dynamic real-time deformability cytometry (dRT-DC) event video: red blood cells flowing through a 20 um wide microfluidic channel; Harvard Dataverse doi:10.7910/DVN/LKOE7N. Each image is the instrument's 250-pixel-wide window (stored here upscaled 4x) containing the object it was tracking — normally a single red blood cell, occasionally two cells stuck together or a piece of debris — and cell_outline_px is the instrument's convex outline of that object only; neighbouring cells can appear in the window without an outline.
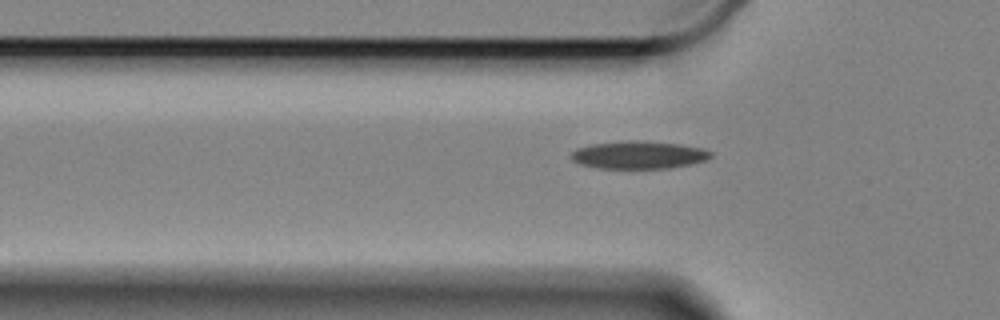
{"species": "Egyptian fruit bat (a non-hibernating species)", "species_latin": "Rousettus aegyptiacus", "temperature_condition": "cold", "stored_images_in_passage": 37, "camera_frame_rate_fps": 3000, "um_per_image_px": 0.085, "animal": {"sex": "female"}, "frame": {"image": 1, "passage_image": 3, "time_ms": 0.667, "image_size_px": [1000, 320], "cell_outline_px": [[712, 156], [708, 160], [668, 168], [596, 168], [580, 164], [572, 160], [572, 152], [576, 148], [592, 144], [628, 140], [636, 140], [680, 144], [704, 148], [712, 152]], "centroid_in_image_um": [54.3, 13.16], "position_along_channel_um": 71.5, "area_um2": 22.54}}
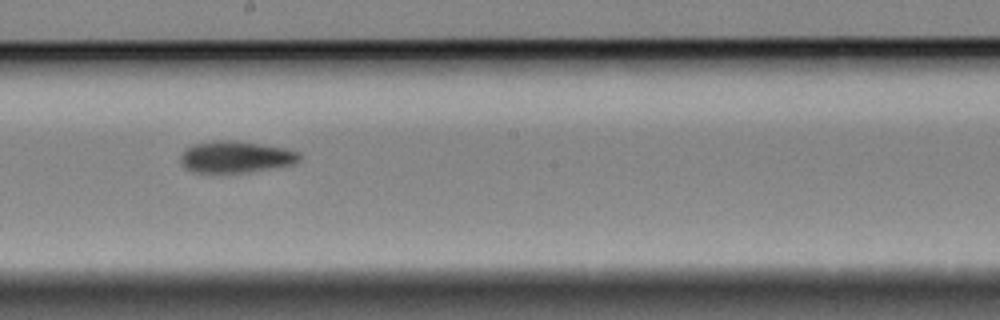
{"frame": {"image": 2, "passage_image": 17, "time_ms": 5.333, "image_size_px": [1000, 320], "cell_outline_px": [[300, 160], [296, 164], [252, 172], [220, 176], [192, 172], [184, 168], [180, 164], [180, 156], [192, 144], [216, 140], [236, 140], [284, 148], [300, 152]], "centroid_in_image_um": [20.0, 13.39], "position_along_channel_um": 228.2, "area_um2": 23.0}}
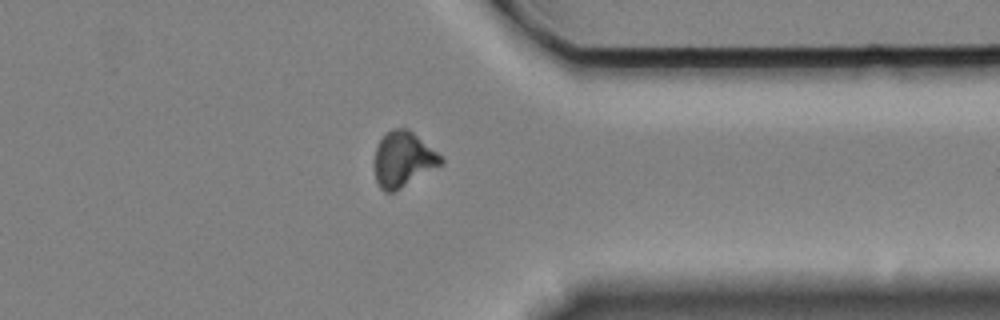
{"frame": {"image": 3, "passage_image": 31, "time_ms": 10.0, "image_size_px": [1000, 320], "cell_outline_px": [[444, 160], [440, 164], [400, 188], [392, 192], [384, 192], [380, 188], [376, 180], [376, 148], [380, 140], [392, 128], [408, 128], [436, 152]], "centroid_in_image_um": [34.24, 13.53], "position_along_channel_um": 377.2, "area_um2": 20.52}}